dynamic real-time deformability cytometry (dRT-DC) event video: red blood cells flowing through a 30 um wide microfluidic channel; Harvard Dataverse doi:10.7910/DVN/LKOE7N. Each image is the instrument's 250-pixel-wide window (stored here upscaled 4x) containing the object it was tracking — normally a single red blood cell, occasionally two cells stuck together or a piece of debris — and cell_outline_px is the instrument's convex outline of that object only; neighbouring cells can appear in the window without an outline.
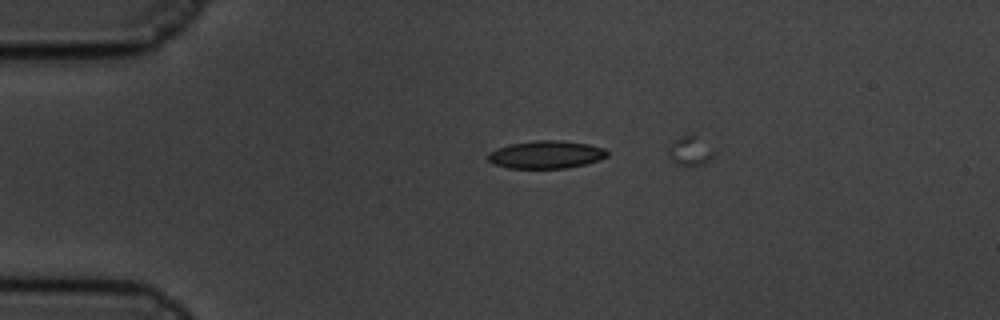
{"species": "common noctule bat (a hibernating species)", "species_latin": "Nyctalus noctula", "temperature_condition": "cold", "stored_images_in_passage": 10, "camera_frame_rate_fps": 3000, "um_per_image_px": 0.085, "animal": {"sex": "male", "body_mass_g": 19.5, "forearm_length_mm": 54.6}, "frame": {"image": 1, "passage_image": 1, "time_ms": 0.0, "image_size_px": [1000, 320], "cell_outline_px": [[608, 156], [600, 160], [568, 168], [508, 168], [492, 164], [488, 160], [488, 152], [496, 148], [512, 144], [536, 140], [560, 140], [588, 144], [604, 148], [608, 152]], "centroid_in_image_um": [46.41, 13.14], "position_along_channel_um": 38.6, "area_um2": 19.36}}
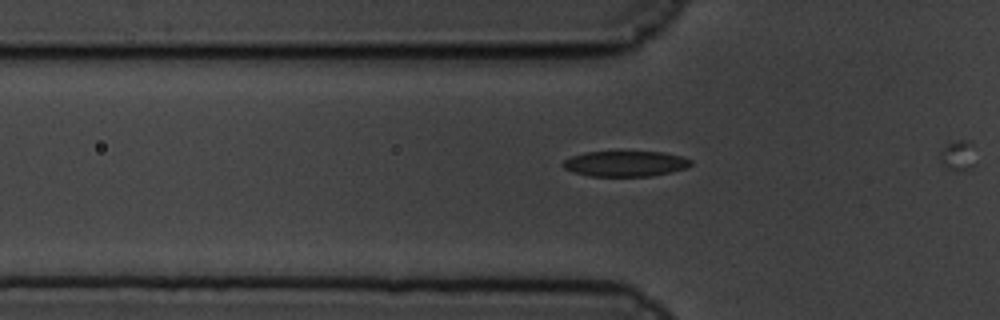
{"frame": {"image": 2, "passage_image": 7, "time_ms": 2.0, "image_size_px": [1000, 320], "cell_outline_px": [[692, 164], [684, 168], [652, 176], [588, 176], [572, 172], [564, 168], [560, 164], [564, 160], [572, 156], [584, 152], [664, 152], [680, 156], [692, 160]], "centroid_in_image_um": [53.1, 13.91], "position_along_channel_um": 72.7, "area_um2": 18.96}}